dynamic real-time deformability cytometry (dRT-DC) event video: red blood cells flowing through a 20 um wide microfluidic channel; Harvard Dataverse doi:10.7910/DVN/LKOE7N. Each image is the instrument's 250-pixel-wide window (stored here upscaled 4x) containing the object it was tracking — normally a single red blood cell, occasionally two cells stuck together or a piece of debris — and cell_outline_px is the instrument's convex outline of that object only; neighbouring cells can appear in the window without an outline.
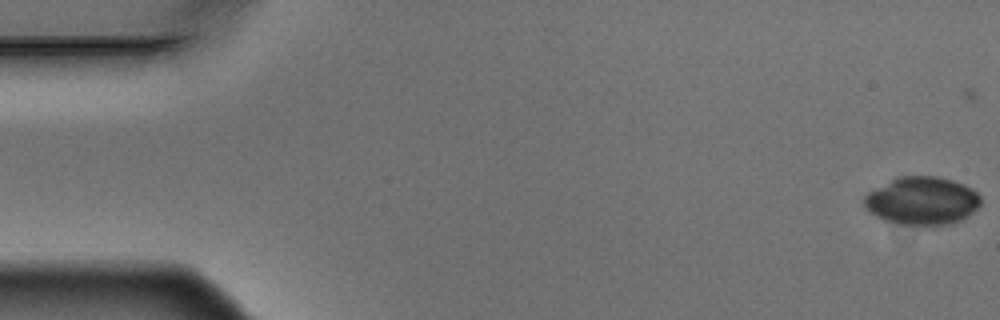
{"species": "Egyptian fruit bat (a non-hibernating species)", "species_latin": "Rousettus aegyptiacus", "temperature_condition": "warm", "stored_images_in_passage": 5, "camera_frame_rate_fps": 3000, "um_per_image_px": 0.085, "animal": {"sex": "male"}, "frame": {"image": 1, "passage_image": 1, "time_ms": 0.0, "image_size_px": [1000, 320], "cell_outline_px": [[980, 204], [968, 216], [952, 224], [920, 228], [884, 220], [876, 216], [864, 204], [864, 196], [868, 192], [900, 176], [936, 176], [952, 180], [964, 184], [972, 188], [980, 196]], "centroid_in_image_um": [78.41, 17.1], "position_along_channel_um": 6.6, "area_um2": 32.83}}
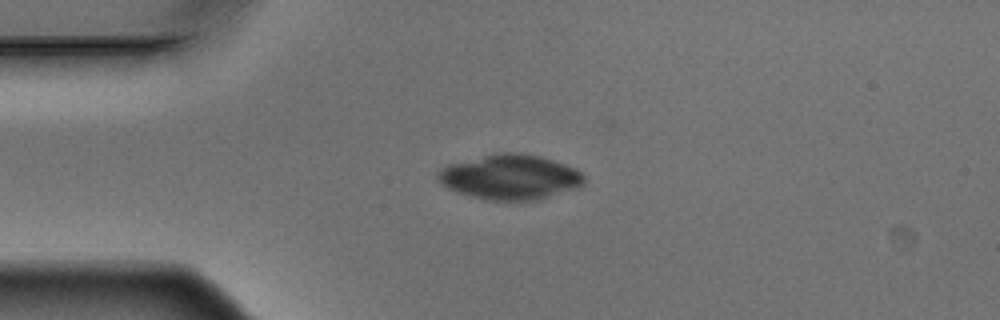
{"frame": {"image": 2, "passage_image": 4, "time_ms": 1.0, "image_size_px": [1000, 320], "cell_outline_px": [[584, 184], [576, 188], [536, 200], [488, 200], [456, 192], [440, 184], [436, 180], [436, 172], [440, 168], [448, 164], [496, 152], [516, 152], [540, 156], [576, 168], [584, 176]], "centroid_in_image_um": [43.31, 15.04], "position_along_channel_um": 41.7, "area_um2": 38.44}}